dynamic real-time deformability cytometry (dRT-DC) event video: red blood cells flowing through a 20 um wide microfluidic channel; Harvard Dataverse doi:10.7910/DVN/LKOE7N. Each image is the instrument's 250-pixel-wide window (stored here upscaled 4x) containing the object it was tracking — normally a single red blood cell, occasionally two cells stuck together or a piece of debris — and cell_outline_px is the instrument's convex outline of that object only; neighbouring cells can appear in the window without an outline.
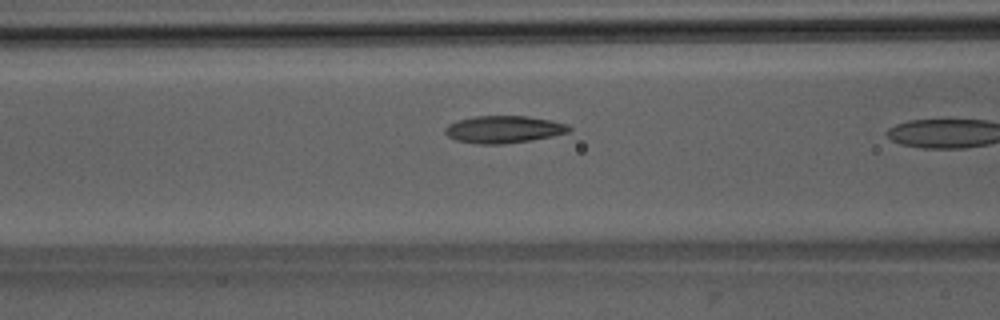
{"species": "Egyptian fruit bat (a non-hibernating species)", "species_latin": "Rousettus aegyptiacus", "temperature_condition": "room temperature", "stored_images_in_passage": 11, "camera_frame_rate_fps": 3000, "um_per_image_px": 0.085, "animal": {"sex": "male"}, "frame": {"image": 1, "passage_image": 10, "time_ms": 3.0, "image_size_px": [1000, 320], "cell_outline_px": [[572, 128], [568, 132], [552, 136], [532, 140], [504, 144], [476, 144], [456, 140], [448, 136], [444, 132], [444, 128], [448, 124], [460, 120], [476, 116], [528, 116], [568, 124]], "centroid_in_image_um": [42.8, 11.0], "position_along_channel_um": 123.8, "area_um2": 19.65}}